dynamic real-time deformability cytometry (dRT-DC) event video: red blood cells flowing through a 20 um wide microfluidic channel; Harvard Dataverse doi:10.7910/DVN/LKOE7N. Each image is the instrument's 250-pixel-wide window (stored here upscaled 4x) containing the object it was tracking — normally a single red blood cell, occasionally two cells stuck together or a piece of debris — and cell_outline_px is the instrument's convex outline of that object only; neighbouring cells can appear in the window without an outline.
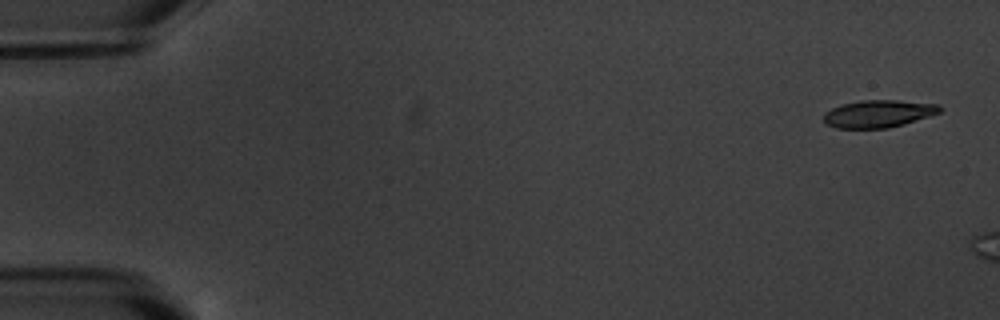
{"species": "common noctule bat (a hibernating species)", "species_latin": "Nyctalus noctula", "temperature_condition": "warm", "stored_images_in_passage": 2, "camera_frame_rate_fps": 3000, "um_per_image_px": 0.085, "animal": {"sex": "male", "body_mass_g": 20.1, "forearm_length_mm": 53.5}, "frame": {"image": 1, "passage_image": 1, "time_ms": 0.0, "image_size_px": [1000, 320], "cell_outline_px": [[944, 108], [940, 112], [904, 124], [888, 128], [836, 128], [828, 124], [824, 120], [824, 112], [840, 104], [860, 100], [896, 100], [940, 104]], "centroid_in_image_um": [74.68, 9.65], "position_along_channel_um": 10.3, "area_um2": 18.61}}